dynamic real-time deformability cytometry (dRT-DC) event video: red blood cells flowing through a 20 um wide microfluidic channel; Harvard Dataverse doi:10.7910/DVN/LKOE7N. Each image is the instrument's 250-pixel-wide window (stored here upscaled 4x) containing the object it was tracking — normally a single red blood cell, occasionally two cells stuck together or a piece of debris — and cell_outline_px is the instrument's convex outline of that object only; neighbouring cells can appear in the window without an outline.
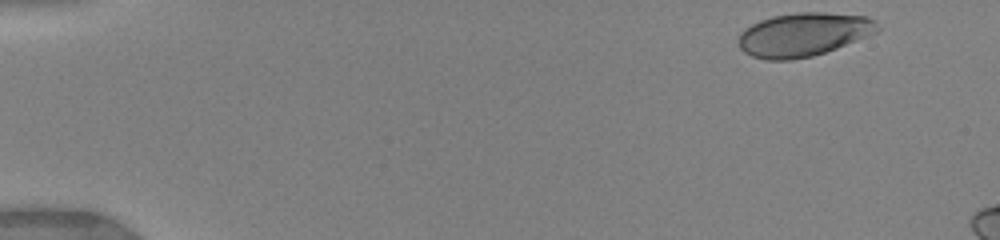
{"species": "human", "species_latin": "Homo sapiens", "temperature_condition": "warm", "stored_images_in_passage": 5, "camera_frame_rate_fps": 3000, "um_per_image_px": 0.085, "donor": {"sex": "female"}, "frame": {"image": 1, "passage_image": 1, "time_ms": 0.0, "image_size_px": [1000, 240], "cell_outline_px": [[880, 28], [876, 32], [836, 48], [812, 56], [792, 60], [764, 60], [752, 56], [744, 52], [740, 48], [736, 40], [740, 32], [744, 28], [760, 20], [772, 16], [796, 12], [824, 12], [868, 16], [876, 20]], "centroid_in_image_um": [68.25, 2.93], "position_along_channel_um": 16.7, "area_um2": 35.55}}